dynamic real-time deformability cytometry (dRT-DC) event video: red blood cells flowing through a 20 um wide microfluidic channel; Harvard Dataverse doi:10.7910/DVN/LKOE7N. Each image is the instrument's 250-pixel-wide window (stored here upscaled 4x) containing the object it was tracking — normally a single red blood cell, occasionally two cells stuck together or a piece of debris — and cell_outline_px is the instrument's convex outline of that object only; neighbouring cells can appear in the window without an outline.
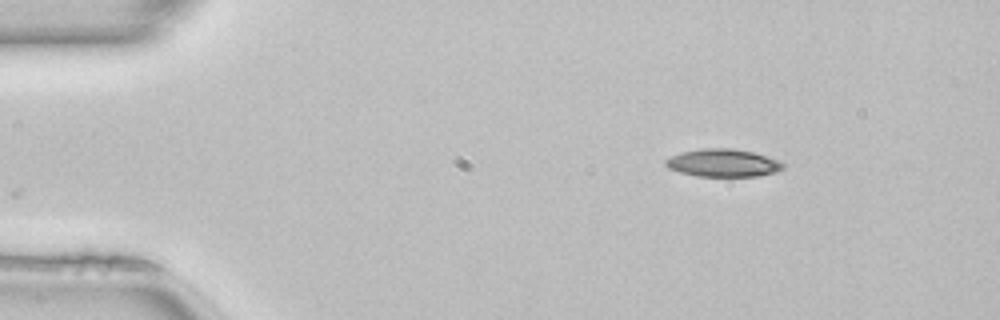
{"species": "common noctule bat (a hibernating species)", "species_latin": "Nyctalus noctula", "temperature_condition": "room temperature", "stored_images_in_passage": 44, "camera_frame_rate_fps": 3000, "um_per_image_px": 0.085, "animal": {"sex": "female", "body_mass_g": 22.7, "forearm_length_mm": 54.2}, "frame": {"image": 1, "passage_image": 1, "time_ms": 0.0, "image_size_px": [1000, 320], "cell_outline_px": [[784, 168], [776, 172], [756, 176], [696, 176], [680, 172], [668, 168], [664, 164], [664, 160], [680, 152], [704, 148], [732, 148], [752, 152], [776, 160], [784, 164]], "centroid_in_image_um": [61.41, 13.85], "position_along_channel_um": 23.6, "area_um2": 18.84}}
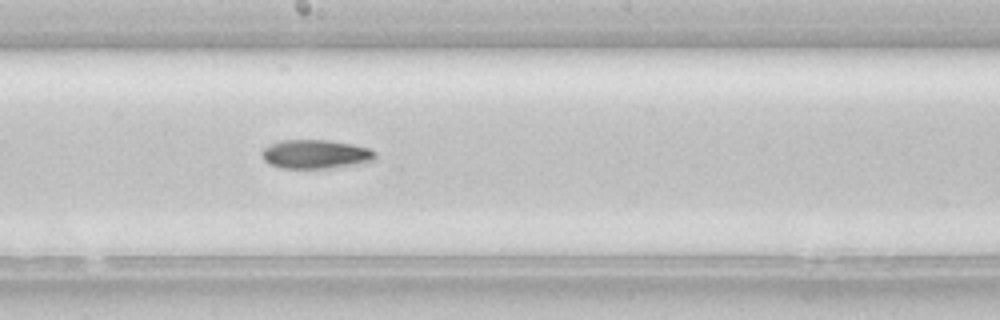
{"frame": {"image": 2, "passage_image": 21, "time_ms": 6.667, "image_size_px": [1000, 320], "cell_outline_px": [[376, 160], [352, 164], [324, 168], [280, 168], [268, 164], [264, 160], [260, 152], [264, 148], [280, 140], [328, 140], [352, 144], [368, 148], [376, 152]], "centroid_in_image_um": [26.79, 13.1], "position_along_channel_um": 221.4, "area_um2": 18.96}}
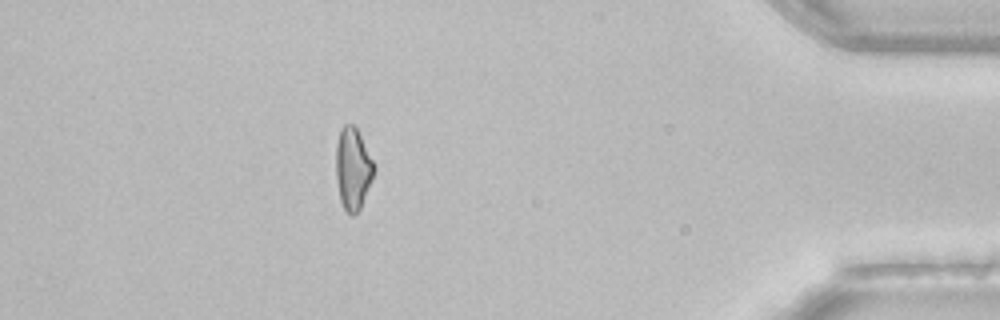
{"frame": {"image": 3, "passage_image": 38, "time_ms": 12.333, "image_size_px": [1000, 320], "cell_outline_px": [[376, 168], [360, 208], [352, 216], [344, 208], [340, 200], [336, 180], [336, 144], [340, 128], [344, 124], [352, 124], [356, 128], [376, 164]], "centroid_in_image_um": [29.99, 14.3], "position_along_channel_um": 405.2, "area_um2": 18.15}, "authors_computed_cell_mechanics": {"area_um2": 18.9873, "velocity_mm_per_s": 4.1238, "shape_relaxation_time_tau1_ms": 4.9367, "shape_relaxation_time_tau2_ms": null, "deformation_change_tau1": 0.1617, "deformation_change_tau2": null}}